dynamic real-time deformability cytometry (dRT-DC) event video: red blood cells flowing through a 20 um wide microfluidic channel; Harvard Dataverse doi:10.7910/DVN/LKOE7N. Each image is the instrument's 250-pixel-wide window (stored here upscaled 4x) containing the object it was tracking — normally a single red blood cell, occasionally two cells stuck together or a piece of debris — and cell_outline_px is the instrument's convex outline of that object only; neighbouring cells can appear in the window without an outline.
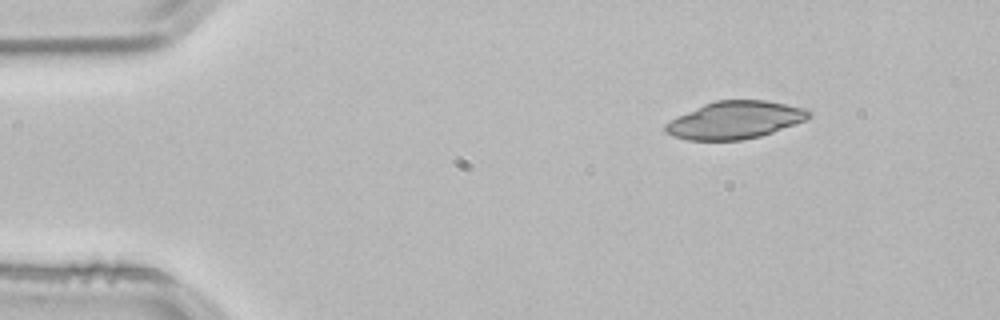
{"species": "common noctule bat (a hibernating species)", "species_latin": "Nyctalus noctula", "temperature_condition": "room temperature", "stored_images_in_passage": 46, "camera_frame_rate_fps": 3000, "um_per_image_px": 0.085, "animal": {"sex": "male", "body_mass_g": 21.5, "forearm_length_mm": 52.0}, "frame": {"image": 1, "passage_image": 1, "time_ms": 0.0, "image_size_px": [1000, 320], "cell_outline_px": [[812, 116], [808, 120], [760, 136], [744, 140], [688, 140], [672, 136], [664, 132], [664, 124], [676, 116], [704, 104], [716, 100], [764, 100], [804, 108], [812, 112]], "centroid_in_image_um": [62.46, 10.21], "position_along_channel_um": 22.5, "area_um2": 31.5}}